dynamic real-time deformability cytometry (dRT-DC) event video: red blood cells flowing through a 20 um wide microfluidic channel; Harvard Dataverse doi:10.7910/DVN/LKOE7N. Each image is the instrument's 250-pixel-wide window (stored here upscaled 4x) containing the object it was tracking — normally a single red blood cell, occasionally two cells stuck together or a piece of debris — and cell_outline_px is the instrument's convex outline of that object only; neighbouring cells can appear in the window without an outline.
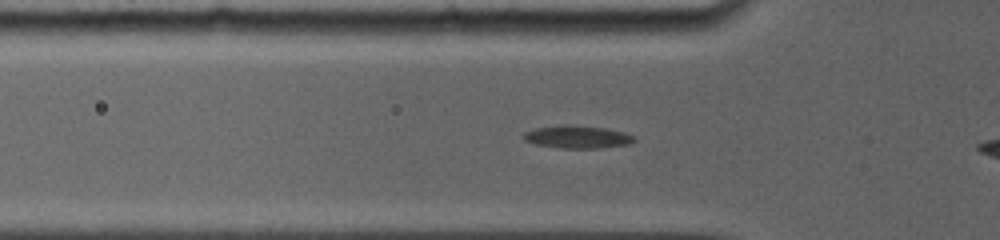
{"species": "common noctule bat (a hibernating species)", "species_latin": "Nyctalus noctula", "temperature_condition": "room temperature", "stored_images_in_passage": 39, "camera_frame_rate_fps": 5000, "um_per_image_px": 0.085, "animal": {"sex": "female", "body_mass_g": 19.0, "forearm_length_mm": 56.7}, "frame": {"image": 1, "passage_image": 9, "time_ms": 3.2, "image_size_px": [1000, 240], "cell_outline_px": [[636, 140], [628, 144], [600, 148], [560, 148], [536, 144], [524, 140], [524, 132], [536, 128], [560, 124], [572, 124], [604, 128], [624, 132], [632, 136]], "centroid_in_image_um": [49.05, 11.63], "position_along_channel_um": 76.7, "area_um2": 14.62}}
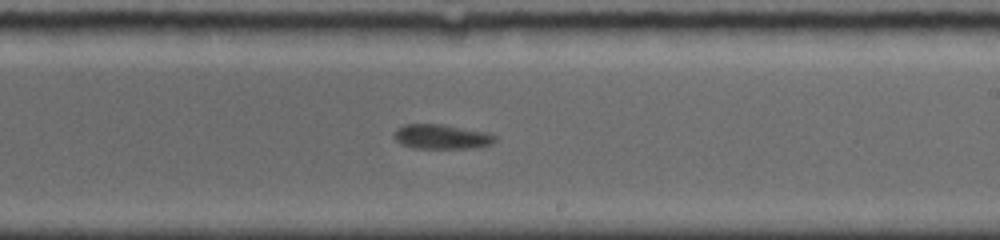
{"frame": {"image": 2, "passage_image": 21, "time_ms": 7.8, "image_size_px": [1000, 240], "cell_outline_px": [[496, 140], [492, 144], [464, 148], [416, 148], [404, 144], [396, 140], [396, 128], [404, 124], [444, 124], [484, 132], [496, 136]], "centroid_in_image_um": [37.54, 11.6], "position_along_channel_um": 251.5, "area_um2": 14.1}}
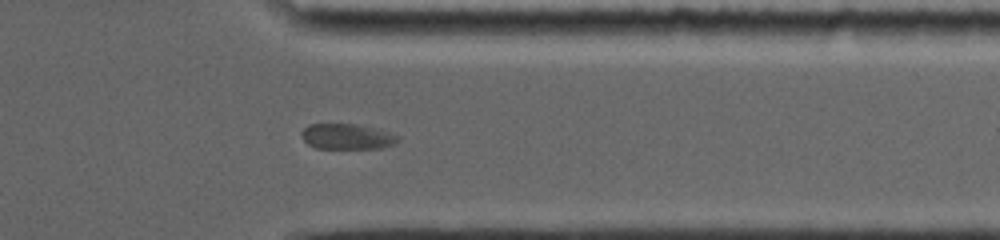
{"frame": {"image": 3, "passage_image": 30, "time_ms": 11.2, "image_size_px": [1000, 240], "cell_outline_px": [[396, 140], [392, 144], [380, 148], [316, 148], [308, 144], [304, 140], [304, 128], [308, 124], [356, 124], [388, 132], [396, 136]], "centroid_in_image_um": [29.45, 11.6], "position_along_channel_um": 382.0, "area_um2": 13.76}, "authors_computed_cell_mechanics": {"area_um2": 14.5078, "velocity_mm_per_s": 3.8035, "shape_relaxation_time_tau1_ms": 3.5507, "shape_relaxation_time_tau2_ms": 2.0247, "deformation_change_tau1": 0.0817, "deformation_change_tau2": 0.0542}}